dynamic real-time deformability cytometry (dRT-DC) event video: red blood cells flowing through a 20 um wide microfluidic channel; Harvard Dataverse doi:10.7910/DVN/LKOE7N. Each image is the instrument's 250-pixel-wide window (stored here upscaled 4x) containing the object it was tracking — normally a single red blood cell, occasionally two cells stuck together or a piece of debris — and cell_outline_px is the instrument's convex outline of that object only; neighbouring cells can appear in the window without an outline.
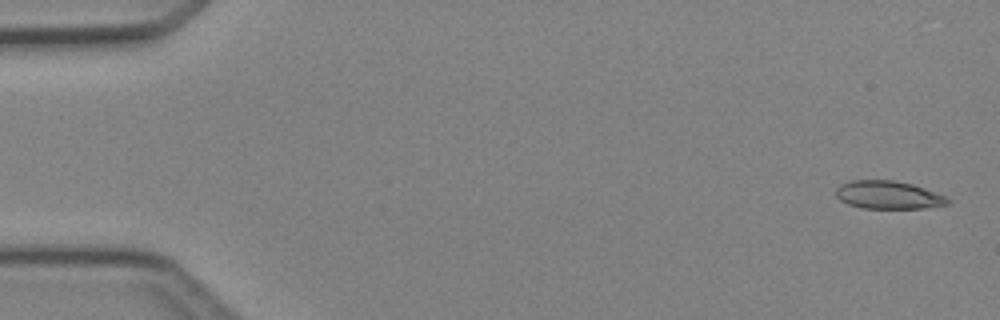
{"species": "Egyptian fruit bat (a non-hibernating species)", "species_latin": "Rousettus aegyptiacus", "temperature_condition": "cold", "stored_images_in_passage": 4, "camera_frame_rate_fps": 3000, "um_per_image_px": 0.085, "animal": {"sex": "female"}, "frame": {"image": 1, "passage_image": 1, "time_ms": 0.0, "image_size_px": [1000, 320], "cell_outline_px": [[948, 204], [924, 208], [864, 208], [848, 204], [840, 200], [836, 196], [836, 188], [840, 184], [848, 180], [892, 180], [912, 184], [924, 188], [944, 196], [948, 200]], "centroid_in_image_um": [75.44, 16.56], "position_along_channel_um": 9.6, "area_um2": 18.09}}
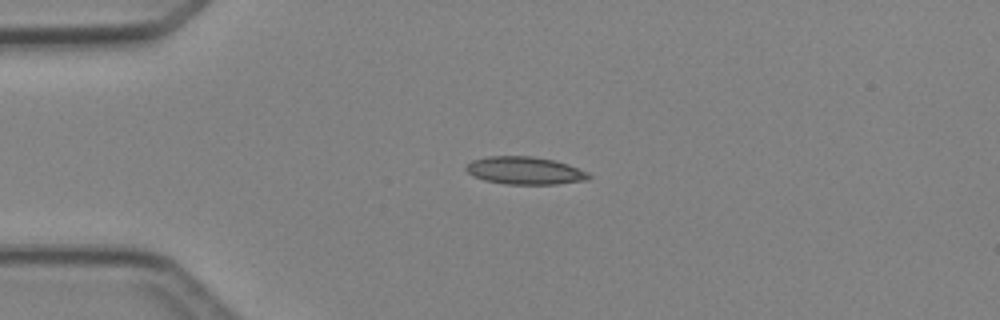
{"frame": {"image": 2, "passage_image": 4, "time_ms": 3.333, "image_size_px": [1000, 320], "cell_outline_px": [[592, 176], [588, 180], [556, 184], [504, 184], [484, 180], [472, 176], [464, 168], [472, 160], [488, 156], [532, 156], [552, 160], [568, 164], [588, 172]], "centroid_in_image_um": [44.61, 14.5], "position_along_channel_um": 40.4, "area_um2": 19.83}}